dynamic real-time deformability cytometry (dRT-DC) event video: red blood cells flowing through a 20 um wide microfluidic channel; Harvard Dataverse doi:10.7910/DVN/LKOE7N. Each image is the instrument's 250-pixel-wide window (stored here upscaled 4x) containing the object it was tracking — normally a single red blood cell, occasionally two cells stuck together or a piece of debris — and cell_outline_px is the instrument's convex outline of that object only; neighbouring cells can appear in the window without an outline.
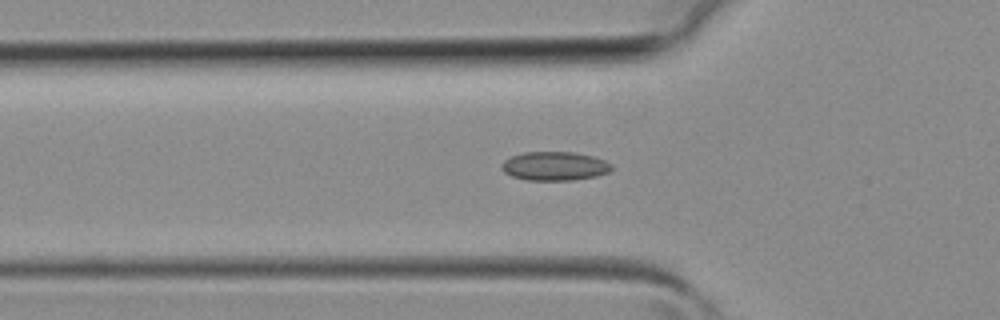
{"species": "common noctule bat (a hibernating species)", "species_latin": "Nyctalus noctula", "temperature_condition": "room temperature", "stored_images_in_passage": 39, "camera_frame_rate_fps": 3000, "um_per_image_px": 0.085, "animal": {"sex": "female", "body_mass_g": 19.3, "forearm_length_mm": 54.1}, "frame": {"image": 1, "passage_image": 12, "time_ms": 3.667, "image_size_px": [1000, 320], "cell_outline_px": [[612, 168], [608, 172], [596, 176], [572, 180], [528, 180], [512, 176], [504, 172], [500, 164], [504, 160], [512, 156], [524, 152], [572, 152], [592, 156], [604, 160], [612, 164]], "centroid_in_image_um": [47.13, 14.11], "position_along_channel_um": 78.7, "area_um2": 18.38}}
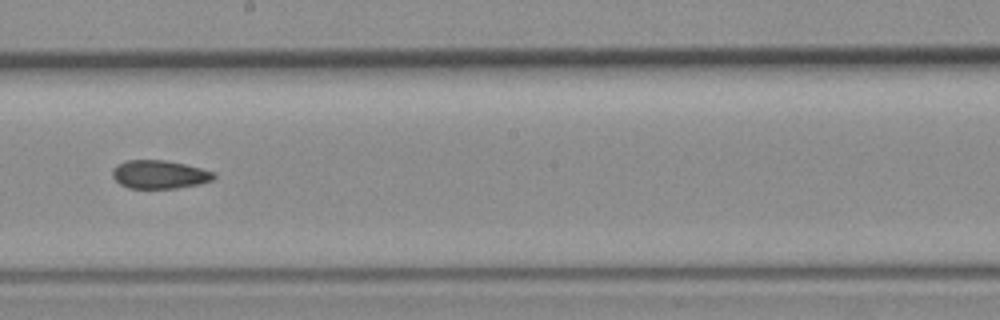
{"frame": {"image": 2, "passage_image": 21, "time_ms": 6.667, "image_size_px": [1000, 320], "cell_outline_px": [[216, 176], [212, 180], [200, 184], [176, 188], [128, 188], [120, 184], [112, 176], [112, 168], [116, 164], [128, 160], [164, 160], [184, 164], [216, 172]], "centroid_in_image_um": [13.55, 14.83], "position_along_channel_um": 234.7, "area_um2": 16.82}}
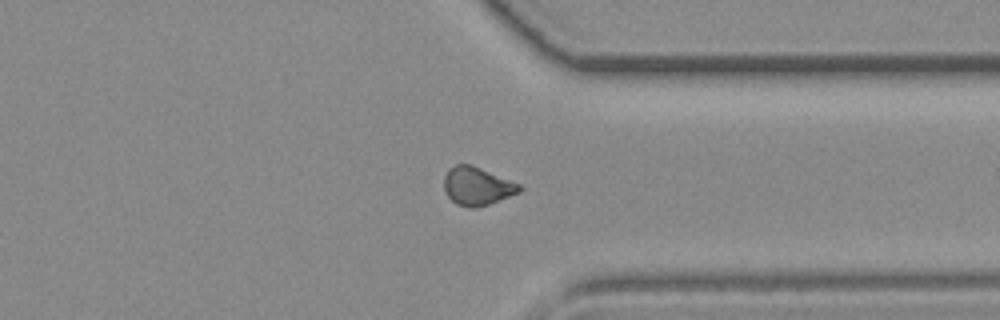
{"frame": {"image": 3, "passage_image": 29, "time_ms": 9.333, "image_size_px": [1000, 320], "cell_outline_px": [[524, 188], [520, 192], [488, 204], [476, 208], [468, 208], [456, 204], [448, 196], [444, 188], [444, 176], [448, 168], [456, 164], [472, 164], [520, 184]], "centroid_in_image_um": [40.55, 15.81], "position_along_channel_um": 370.9, "area_um2": 16.88}}